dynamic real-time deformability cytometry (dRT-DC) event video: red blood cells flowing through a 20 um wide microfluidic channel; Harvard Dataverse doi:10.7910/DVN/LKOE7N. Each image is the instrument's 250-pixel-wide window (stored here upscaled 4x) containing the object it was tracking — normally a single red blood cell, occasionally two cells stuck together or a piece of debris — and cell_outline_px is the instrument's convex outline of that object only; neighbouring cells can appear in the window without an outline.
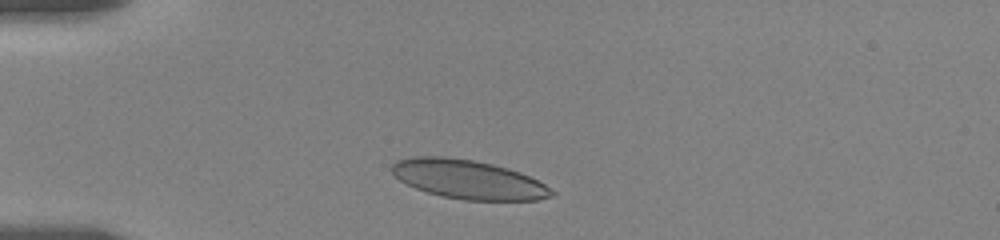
{"species": "human", "species_latin": "Homo sapiens", "temperature_condition": "room temperature", "stored_images_in_passage": 4, "camera_frame_rate_fps": 3000, "um_per_image_px": 0.085, "donor": {"sex": "female"}, "frame": {"image": 1, "passage_image": 2, "time_ms": 1.0, "image_size_px": [1000, 240], "cell_outline_px": [[556, 196], [536, 200], [464, 200], [444, 196], [428, 192], [416, 188], [400, 180], [392, 172], [392, 164], [396, 160], [416, 156], [444, 156], [472, 160], [492, 164], [508, 168], [520, 172], [544, 184], [556, 192]], "centroid_in_image_um": [39.83, 15.25], "position_along_channel_um": 45.2, "area_um2": 36.07}}
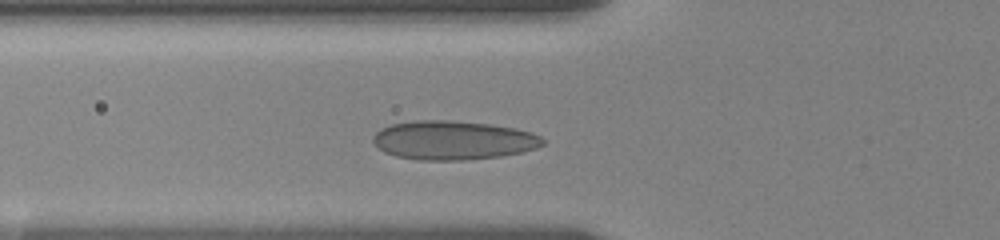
{"frame": {"image": 2, "passage_image": 4, "time_ms": 3.0, "image_size_px": [1000, 240], "cell_outline_px": [[544, 144], [536, 148], [520, 152], [500, 156], [464, 160], [420, 160], [396, 156], [384, 152], [372, 140], [372, 136], [380, 128], [392, 124], [412, 120], [444, 120], [488, 124], [516, 128], [532, 132], [540, 136], [544, 140]], "centroid_in_image_um": [38.5, 11.92], "position_along_channel_um": 87.3, "area_um2": 38.44}}